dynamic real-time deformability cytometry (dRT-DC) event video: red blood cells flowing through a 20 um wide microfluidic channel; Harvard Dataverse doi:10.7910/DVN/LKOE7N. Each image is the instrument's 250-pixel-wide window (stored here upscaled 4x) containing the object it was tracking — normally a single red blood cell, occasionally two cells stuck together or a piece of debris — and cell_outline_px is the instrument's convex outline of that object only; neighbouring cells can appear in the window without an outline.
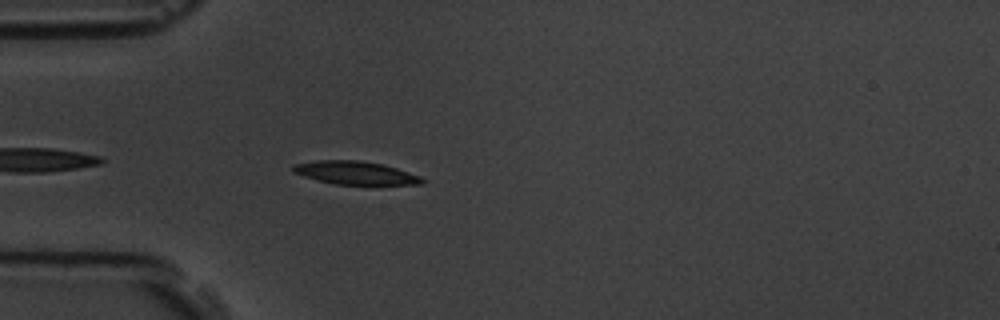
{"species": "common noctule bat (a hibernating species)", "species_latin": "Nyctalus noctula", "temperature_condition": "room temperature", "stored_images_in_passage": 4, "camera_frame_rate_fps": 3000, "um_per_image_px": 0.085, "animal": {"sex": "male", "body_mass_g": 19.5, "forearm_length_mm": 54.6}, "frame": {"image": 1, "passage_image": 4, "time_ms": 3.333, "image_size_px": [1000, 320], "cell_outline_px": [[424, 184], [372, 188], [336, 184], [304, 176], [292, 172], [292, 164], [316, 160], [360, 160], [384, 164], [420, 176], [424, 180]], "centroid_in_image_um": [30.31, 14.75], "position_along_channel_um": 54.7, "area_um2": 18.55}}